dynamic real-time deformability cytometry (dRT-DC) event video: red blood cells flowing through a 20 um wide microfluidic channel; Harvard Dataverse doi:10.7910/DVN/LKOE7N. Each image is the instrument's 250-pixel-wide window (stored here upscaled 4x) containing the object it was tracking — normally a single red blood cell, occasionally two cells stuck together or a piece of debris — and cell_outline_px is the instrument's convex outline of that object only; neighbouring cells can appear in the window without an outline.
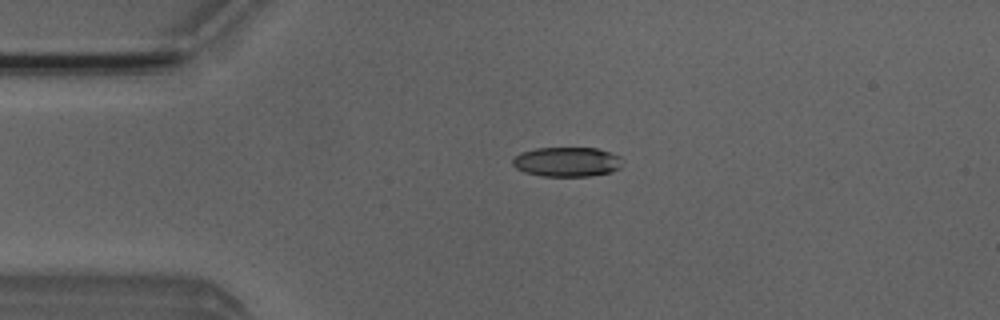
{"species": "Egyptian fruit bat (a non-hibernating species)", "species_latin": "Rousettus aegyptiacus", "temperature_condition": "room temperature", "stored_images_in_passage": 2, "camera_frame_rate_fps": 3000, "um_per_image_px": 0.085, "animal": {"sex": "male"}, "frame": {"image": 1, "passage_image": 1, "time_ms": 0.0, "image_size_px": [1000, 320], "cell_outline_px": [[620, 168], [612, 172], [588, 176], [544, 176], [524, 172], [516, 168], [512, 164], [512, 160], [520, 152], [536, 148], [596, 148], [620, 156]], "centroid_in_image_um": [48.16, 13.76], "position_along_channel_um": 36.8, "area_um2": 18.84}}